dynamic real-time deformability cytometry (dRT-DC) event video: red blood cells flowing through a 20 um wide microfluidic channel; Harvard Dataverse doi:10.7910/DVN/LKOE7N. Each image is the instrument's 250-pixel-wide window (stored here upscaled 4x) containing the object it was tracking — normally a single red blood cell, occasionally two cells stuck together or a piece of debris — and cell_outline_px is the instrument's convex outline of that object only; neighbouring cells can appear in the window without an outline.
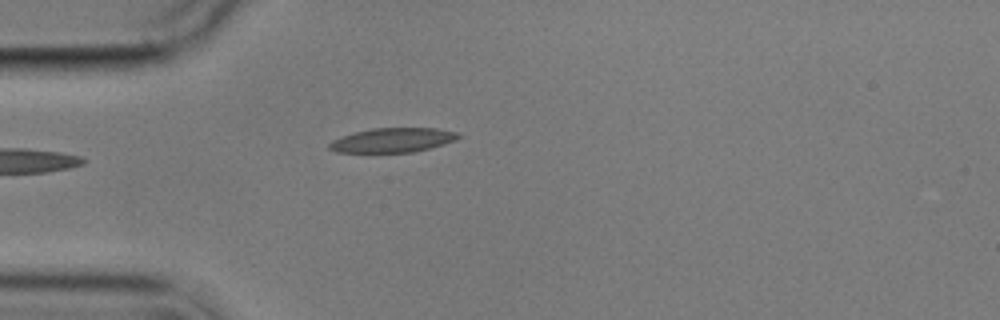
{"species": "common noctule bat (a hibernating species)", "species_latin": "Nyctalus noctula", "temperature_condition": "cold", "stored_images_in_passage": 3, "camera_frame_rate_fps": 3000, "um_per_image_px": 0.085, "animal": {"sex": "male", "body_mass_g": 17.9}, "frame": {"image": 1, "passage_image": 3, "time_ms": 3.0, "image_size_px": [1000, 320], "cell_outline_px": [[460, 136], [456, 140], [444, 144], [412, 152], [336, 152], [328, 148], [328, 144], [332, 140], [356, 132], [372, 128], [436, 128], [456, 132]], "centroid_in_image_um": [33.37, 11.91], "position_along_channel_um": 51.6, "area_um2": 18.09}}